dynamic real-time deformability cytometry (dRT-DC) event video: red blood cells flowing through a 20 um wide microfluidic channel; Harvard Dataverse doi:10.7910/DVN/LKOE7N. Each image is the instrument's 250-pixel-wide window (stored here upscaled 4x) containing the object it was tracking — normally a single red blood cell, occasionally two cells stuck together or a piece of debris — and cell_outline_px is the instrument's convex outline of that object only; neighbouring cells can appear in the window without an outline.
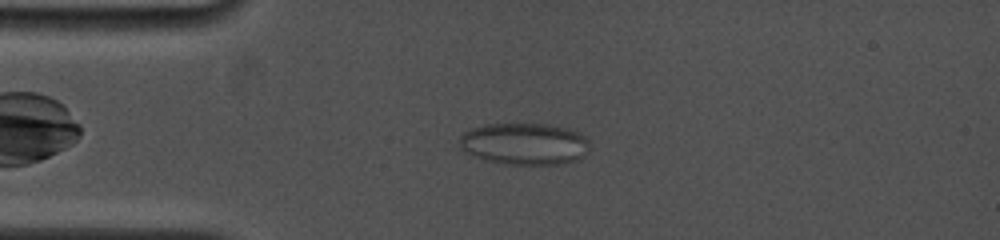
{"species": "common noctule bat (a hibernating species)", "species_latin": "Nyctalus noctula", "temperature_condition": "cold", "stored_images_in_passage": 69, "camera_frame_rate_fps": 5000, "um_per_image_px": 0.085, "animal": {"sex": "female", "body_mass_g": 19.0, "forearm_length_mm": 53.3}, "frame": {"image": 1, "passage_image": 4, "time_ms": 0.6, "image_size_px": [1000, 240], "cell_outline_px": [[588, 152], [584, 156], [576, 160], [560, 164], [504, 164], [484, 160], [472, 156], [464, 152], [460, 148], [460, 136], [464, 132], [472, 128], [484, 124], [548, 124], [568, 128], [580, 132], [588, 140]], "centroid_in_image_um": [44.57, 12.23], "position_along_channel_um": 40.4, "area_um2": 32.02}}
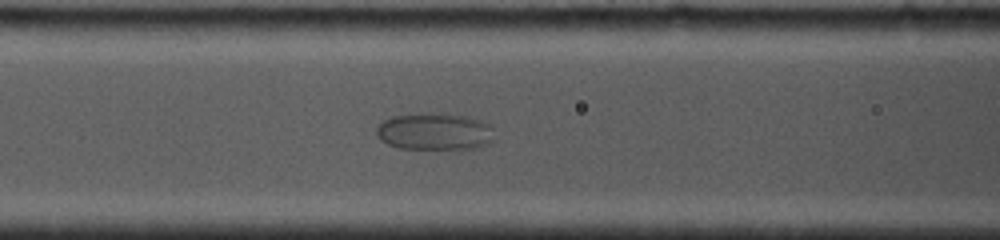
{"frame": {"image": 2, "passage_image": 19, "time_ms": 3.6, "image_size_px": [1000, 240], "cell_outline_px": [[492, 140], [476, 148], [400, 148], [388, 144], [380, 140], [376, 136], [376, 128], [384, 120], [392, 116], [428, 112], [444, 112], [468, 116], [484, 120], [492, 124]], "centroid_in_image_um": [36.94, 11.14], "position_along_channel_um": 129.7, "area_um2": 25.72}}
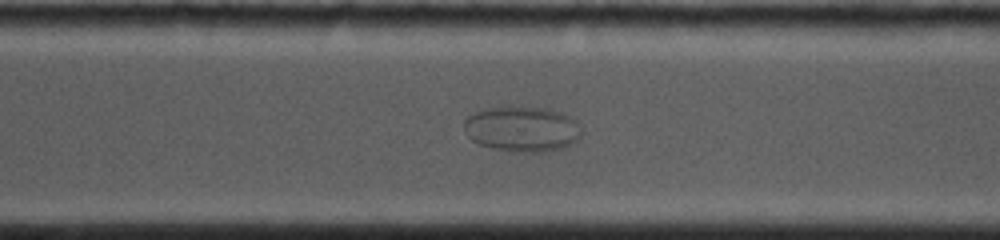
{"frame": {"image": 3, "passage_image": 46, "time_ms": 9.0, "image_size_px": [1000, 240], "cell_outline_px": [[580, 136], [576, 140], [560, 148], [544, 152], [512, 152], [492, 148], [480, 144], [472, 140], [464, 132], [464, 120], [468, 116], [476, 112], [488, 108], [512, 104], [544, 108], [560, 112], [576, 120], [580, 132]], "centroid_in_image_um": [44.32, 10.94], "position_along_channel_um": 326.3, "area_um2": 31.33}}